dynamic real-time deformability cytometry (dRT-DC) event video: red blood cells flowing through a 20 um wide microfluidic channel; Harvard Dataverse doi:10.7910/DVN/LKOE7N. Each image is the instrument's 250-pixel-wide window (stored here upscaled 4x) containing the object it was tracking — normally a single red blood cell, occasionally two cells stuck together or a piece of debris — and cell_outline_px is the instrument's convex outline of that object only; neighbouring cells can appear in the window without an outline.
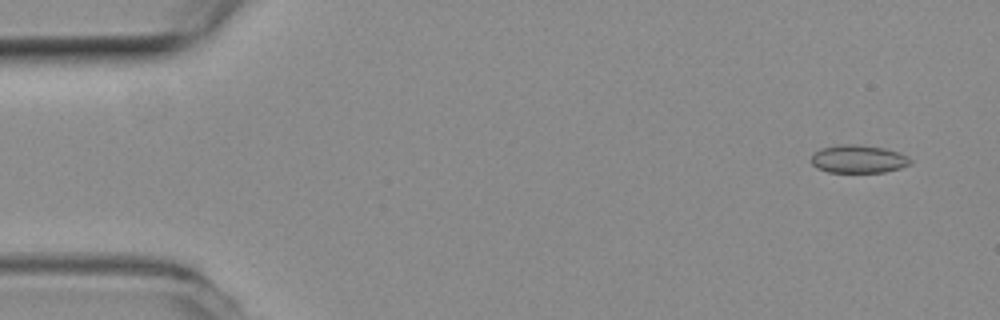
{"species": "common noctule bat (a hibernating species)", "species_latin": "Nyctalus noctula", "temperature_condition": "room temperature", "stored_images_in_passage": 55, "camera_frame_rate_fps": 3000, "um_per_image_px": 0.085, "animal": {"sex": "female", "body_mass_g": 19.3, "forearm_length_mm": 54.1}, "frame": {"image": 1, "passage_image": 4, "time_ms": 1.0, "image_size_px": [1000, 320], "cell_outline_px": [[912, 164], [900, 168], [884, 172], [828, 172], [816, 168], [808, 160], [820, 148], [840, 144], [856, 144], [884, 148], [896, 152], [912, 160]], "centroid_in_image_um": [72.91, 13.52], "position_along_channel_um": 12.1, "area_um2": 16.18}}
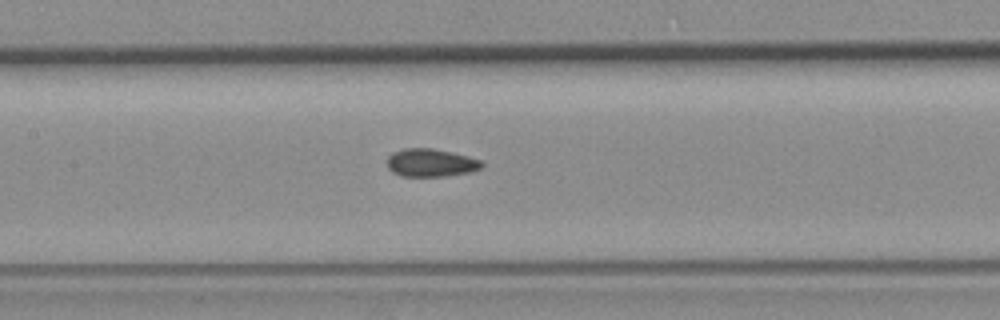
{"frame": {"image": 2, "passage_image": 26, "time_ms": 8.333, "image_size_px": [1000, 320], "cell_outline_px": [[484, 164], [480, 168], [472, 172], [444, 176], [400, 176], [392, 172], [388, 168], [388, 156], [392, 152], [404, 148], [432, 148], [452, 152], [484, 160]], "centroid_in_image_um": [36.64, 13.83], "position_along_channel_um": 170.8, "area_um2": 15.61}}
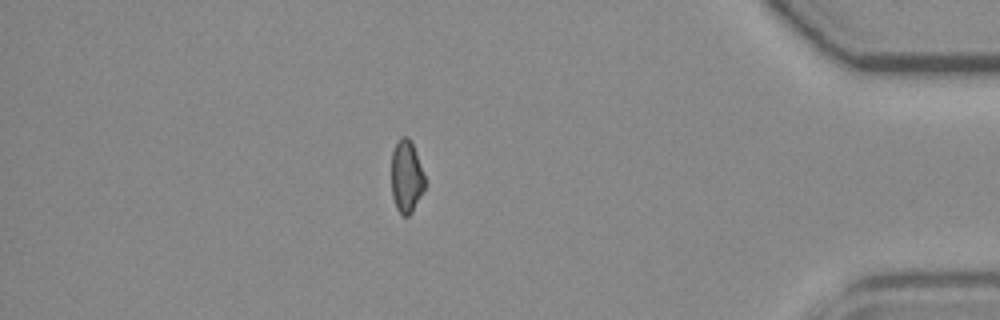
{"frame": {"image": 3, "passage_image": 48, "time_ms": 15.667, "image_size_px": [1000, 320], "cell_outline_px": [[424, 188], [412, 212], [408, 216], [404, 216], [396, 208], [392, 196], [392, 152], [400, 136], [408, 136], [416, 152], [424, 176]], "centroid_in_image_um": [34.53, 15.0], "position_along_channel_um": 400.7, "area_um2": 13.87}, "authors_computed_cell_mechanics": {"area_um2": 15.606, "velocity_mm_per_s": 3.7365, "shape_relaxation_time_tau1_ms": null, "shape_relaxation_time_tau2_ms": 3.9618, "deformation_change_tau1": null, "deformation_change_tau2": 0.0676}}